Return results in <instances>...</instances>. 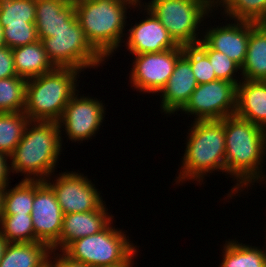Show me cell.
I'll return each instance as SVG.
<instances>
[{
    "label": "cell",
    "mask_w": 266,
    "mask_h": 267,
    "mask_svg": "<svg viewBox=\"0 0 266 267\" xmlns=\"http://www.w3.org/2000/svg\"><path fill=\"white\" fill-rule=\"evenodd\" d=\"M224 130L225 173L236 179V184L227 194L232 199L246 187L248 189L250 185L266 179V175H262V163L266 156V130L236 115L224 118Z\"/></svg>",
    "instance_id": "1"
},
{
    "label": "cell",
    "mask_w": 266,
    "mask_h": 267,
    "mask_svg": "<svg viewBox=\"0 0 266 267\" xmlns=\"http://www.w3.org/2000/svg\"><path fill=\"white\" fill-rule=\"evenodd\" d=\"M62 142L58 122L29 121L10 155L11 173L24 175L23 180L45 181L52 177L62 154Z\"/></svg>",
    "instance_id": "2"
},
{
    "label": "cell",
    "mask_w": 266,
    "mask_h": 267,
    "mask_svg": "<svg viewBox=\"0 0 266 267\" xmlns=\"http://www.w3.org/2000/svg\"><path fill=\"white\" fill-rule=\"evenodd\" d=\"M139 0H89L75 5L77 20L87 41L106 60L124 38L127 10L138 6ZM131 6V8H130ZM113 53V54H112Z\"/></svg>",
    "instance_id": "3"
},
{
    "label": "cell",
    "mask_w": 266,
    "mask_h": 267,
    "mask_svg": "<svg viewBox=\"0 0 266 267\" xmlns=\"http://www.w3.org/2000/svg\"><path fill=\"white\" fill-rule=\"evenodd\" d=\"M192 124L176 184L188 179L202 184L204 177L215 173L213 171L225 172L224 118L193 121Z\"/></svg>",
    "instance_id": "4"
},
{
    "label": "cell",
    "mask_w": 266,
    "mask_h": 267,
    "mask_svg": "<svg viewBox=\"0 0 266 267\" xmlns=\"http://www.w3.org/2000/svg\"><path fill=\"white\" fill-rule=\"evenodd\" d=\"M81 72L55 67L50 72L27 79L24 113L28 119L58 122L66 105L78 91V74Z\"/></svg>",
    "instance_id": "5"
},
{
    "label": "cell",
    "mask_w": 266,
    "mask_h": 267,
    "mask_svg": "<svg viewBox=\"0 0 266 267\" xmlns=\"http://www.w3.org/2000/svg\"><path fill=\"white\" fill-rule=\"evenodd\" d=\"M142 3L181 46L196 45L202 39L198 38V29L204 25L201 22L215 10L214 0H151L145 2L146 5Z\"/></svg>",
    "instance_id": "6"
},
{
    "label": "cell",
    "mask_w": 266,
    "mask_h": 267,
    "mask_svg": "<svg viewBox=\"0 0 266 267\" xmlns=\"http://www.w3.org/2000/svg\"><path fill=\"white\" fill-rule=\"evenodd\" d=\"M112 224L113 221L97 234L73 241L63 252L88 267L127 263L138 253V246L130 243L129 236Z\"/></svg>",
    "instance_id": "7"
},
{
    "label": "cell",
    "mask_w": 266,
    "mask_h": 267,
    "mask_svg": "<svg viewBox=\"0 0 266 267\" xmlns=\"http://www.w3.org/2000/svg\"><path fill=\"white\" fill-rule=\"evenodd\" d=\"M47 57L57 68H72L84 71L95 68L106 60L87 41L76 14L67 21L66 27L53 37L41 40Z\"/></svg>",
    "instance_id": "8"
},
{
    "label": "cell",
    "mask_w": 266,
    "mask_h": 267,
    "mask_svg": "<svg viewBox=\"0 0 266 267\" xmlns=\"http://www.w3.org/2000/svg\"><path fill=\"white\" fill-rule=\"evenodd\" d=\"M236 96L235 83L216 79L199 84L180 112L194 115L195 121L222 120L235 115Z\"/></svg>",
    "instance_id": "9"
},
{
    "label": "cell",
    "mask_w": 266,
    "mask_h": 267,
    "mask_svg": "<svg viewBox=\"0 0 266 267\" xmlns=\"http://www.w3.org/2000/svg\"><path fill=\"white\" fill-rule=\"evenodd\" d=\"M45 182L54 191L63 215L101 209L105 203L91 179L78 172H61ZM104 202V203H103Z\"/></svg>",
    "instance_id": "10"
},
{
    "label": "cell",
    "mask_w": 266,
    "mask_h": 267,
    "mask_svg": "<svg viewBox=\"0 0 266 267\" xmlns=\"http://www.w3.org/2000/svg\"><path fill=\"white\" fill-rule=\"evenodd\" d=\"M182 54L183 46L179 45L159 53L133 55V68L129 76L131 87L140 93L160 94Z\"/></svg>",
    "instance_id": "11"
},
{
    "label": "cell",
    "mask_w": 266,
    "mask_h": 267,
    "mask_svg": "<svg viewBox=\"0 0 266 267\" xmlns=\"http://www.w3.org/2000/svg\"><path fill=\"white\" fill-rule=\"evenodd\" d=\"M78 93L79 90L68 102L58 121L60 132L65 131L68 139L77 143L92 139L98 133L106 114L102 100L84 95L79 97Z\"/></svg>",
    "instance_id": "12"
},
{
    "label": "cell",
    "mask_w": 266,
    "mask_h": 267,
    "mask_svg": "<svg viewBox=\"0 0 266 267\" xmlns=\"http://www.w3.org/2000/svg\"><path fill=\"white\" fill-rule=\"evenodd\" d=\"M31 218L34 242H43L51 248L59 240L63 213L54 191L45 181L34 180Z\"/></svg>",
    "instance_id": "13"
},
{
    "label": "cell",
    "mask_w": 266,
    "mask_h": 267,
    "mask_svg": "<svg viewBox=\"0 0 266 267\" xmlns=\"http://www.w3.org/2000/svg\"><path fill=\"white\" fill-rule=\"evenodd\" d=\"M138 7L146 12L147 16L139 23H135L125 34V46L131 55L145 53H159L168 49L177 48L179 45L169 35L168 30L161 24L148 9H144L141 1ZM128 36V37H127Z\"/></svg>",
    "instance_id": "14"
},
{
    "label": "cell",
    "mask_w": 266,
    "mask_h": 267,
    "mask_svg": "<svg viewBox=\"0 0 266 267\" xmlns=\"http://www.w3.org/2000/svg\"><path fill=\"white\" fill-rule=\"evenodd\" d=\"M233 21L234 23L207 28L200 37L211 49L226 54L242 67L249 42L250 21Z\"/></svg>",
    "instance_id": "15"
},
{
    "label": "cell",
    "mask_w": 266,
    "mask_h": 267,
    "mask_svg": "<svg viewBox=\"0 0 266 267\" xmlns=\"http://www.w3.org/2000/svg\"><path fill=\"white\" fill-rule=\"evenodd\" d=\"M107 211L105 204L99 210L63 215L59 240L51 247V250L62 252L73 241L104 230L113 221L114 217Z\"/></svg>",
    "instance_id": "16"
},
{
    "label": "cell",
    "mask_w": 266,
    "mask_h": 267,
    "mask_svg": "<svg viewBox=\"0 0 266 267\" xmlns=\"http://www.w3.org/2000/svg\"><path fill=\"white\" fill-rule=\"evenodd\" d=\"M198 86L190 61L182 54L175 65L172 75L161 90L160 108L164 114L179 112L189 101Z\"/></svg>",
    "instance_id": "17"
},
{
    "label": "cell",
    "mask_w": 266,
    "mask_h": 267,
    "mask_svg": "<svg viewBox=\"0 0 266 267\" xmlns=\"http://www.w3.org/2000/svg\"><path fill=\"white\" fill-rule=\"evenodd\" d=\"M235 115L266 130V81L240 79Z\"/></svg>",
    "instance_id": "18"
},
{
    "label": "cell",
    "mask_w": 266,
    "mask_h": 267,
    "mask_svg": "<svg viewBox=\"0 0 266 267\" xmlns=\"http://www.w3.org/2000/svg\"><path fill=\"white\" fill-rule=\"evenodd\" d=\"M35 11V26L42 40L66 27V21L75 13V5L66 0H36Z\"/></svg>",
    "instance_id": "19"
},
{
    "label": "cell",
    "mask_w": 266,
    "mask_h": 267,
    "mask_svg": "<svg viewBox=\"0 0 266 267\" xmlns=\"http://www.w3.org/2000/svg\"><path fill=\"white\" fill-rule=\"evenodd\" d=\"M241 79L266 81V25L250 21L246 59L241 67Z\"/></svg>",
    "instance_id": "20"
},
{
    "label": "cell",
    "mask_w": 266,
    "mask_h": 267,
    "mask_svg": "<svg viewBox=\"0 0 266 267\" xmlns=\"http://www.w3.org/2000/svg\"><path fill=\"white\" fill-rule=\"evenodd\" d=\"M50 252L43 242L7 243L0 267H44Z\"/></svg>",
    "instance_id": "21"
},
{
    "label": "cell",
    "mask_w": 266,
    "mask_h": 267,
    "mask_svg": "<svg viewBox=\"0 0 266 267\" xmlns=\"http://www.w3.org/2000/svg\"><path fill=\"white\" fill-rule=\"evenodd\" d=\"M17 76L30 79L52 71L55 67L47 57L41 40L12 49Z\"/></svg>",
    "instance_id": "22"
},
{
    "label": "cell",
    "mask_w": 266,
    "mask_h": 267,
    "mask_svg": "<svg viewBox=\"0 0 266 267\" xmlns=\"http://www.w3.org/2000/svg\"><path fill=\"white\" fill-rule=\"evenodd\" d=\"M225 242L220 267H266V247L260 249L234 239Z\"/></svg>",
    "instance_id": "23"
},
{
    "label": "cell",
    "mask_w": 266,
    "mask_h": 267,
    "mask_svg": "<svg viewBox=\"0 0 266 267\" xmlns=\"http://www.w3.org/2000/svg\"><path fill=\"white\" fill-rule=\"evenodd\" d=\"M215 8L229 20H244L260 23L266 17V0H217ZM219 6V7H218Z\"/></svg>",
    "instance_id": "24"
},
{
    "label": "cell",
    "mask_w": 266,
    "mask_h": 267,
    "mask_svg": "<svg viewBox=\"0 0 266 267\" xmlns=\"http://www.w3.org/2000/svg\"><path fill=\"white\" fill-rule=\"evenodd\" d=\"M30 120L22 112H0V151L10 156L22 139Z\"/></svg>",
    "instance_id": "25"
},
{
    "label": "cell",
    "mask_w": 266,
    "mask_h": 267,
    "mask_svg": "<svg viewBox=\"0 0 266 267\" xmlns=\"http://www.w3.org/2000/svg\"><path fill=\"white\" fill-rule=\"evenodd\" d=\"M21 180L13 188L9 185L4 188L3 214H31L34 201V180Z\"/></svg>",
    "instance_id": "26"
},
{
    "label": "cell",
    "mask_w": 266,
    "mask_h": 267,
    "mask_svg": "<svg viewBox=\"0 0 266 267\" xmlns=\"http://www.w3.org/2000/svg\"><path fill=\"white\" fill-rule=\"evenodd\" d=\"M0 234L7 243L34 242V230L31 214H2Z\"/></svg>",
    "instance_id": "27"
},
{
    "label": "cell",
    "mask_w": 266,
    "mask_h": 267,
    "mask_svg": "<svg viewBox=\"0 0 266 267\" xmlns=\"http://www.w3.org/2000/svg\"><path fill=\"white\" fill-rule=\"evenodd\" d=\"M26 82L21 76L0 79V112L24 111Z\"/></svg>",
    "instance_id": "28"
},
{
    "label": "cell",
    "mask_w": 266,
    "mask_h": 267,
    "mask_svg": "<svg viewBox=\"0 0 266 267\" xmlns=\"http://www.w3.org/2000/svg\"><path fill=\"white\" fill-rule=\"evenodd\" d=\"M36 0H0V24H25L35 22Z\"/></svg>",
    "instance_id": "29"
},
{
    "label": "cell",
    "mask_w": 266,
    "mask_h": 267,
    "mask_svg": "<svg viewBox=\"0 0 266 267\" xmlns=\"http://www.w3.org/2000/svg\"><path fill=\"white\" fill-rule=\"evenodd\" d=\"M196 46L209 58L217 79L238 85L240 78L235 75L238 71L241 72V67L235 61L226 54L211 49L202 39Z\"/></svg>",
    "instance_id": "30"
},
{
    "label": "cell",
    "mask_w": 266,
    "mask_h": 267,
    "mask_svg": "<svg viewBox=\"0 0 266 267\" xmlns=\"http://www.w3.org/2000/svg\"><path fill=\"white\" fill-rule=\"evenodd\" d=\"M183 55L190 61L198 85L217 79L209 58L196 45L183 46Z\"/></svg>",
    "instance_id": "31"
},
{
    "label": "cell",
    "mask_w": 266,
    "mask_h": 267,
    "mask_svg": "<svg viewBox=\"0 0 266 267\" xmlns=\"http://www.w3.org/2000/svg\"><path fill=\"white\" fill-rule=\"evenodd\" d=\"M4 46L11 49L37 42L39 40L35 22L6 25L3 28Z\"/></svg>",
    "instance_id": "32"
},
{
    "label": "cell",
    "mask_w": 266,
    "mask_h": 267,
    "mask_svg": "<svg viewBox=\"0 0 266 267\" xmlns=\"http://www.w3.org/2000/svg\"><path fill=\"white\" fill-rule=\"evenodd\" d=\"M17 76L12 49L7 46L0 47V79Z\"/></svg>",
    "instance_id": "33"
},
{
    "label": "cell",
    "mask_w": 266,
    "mask_h": 267,
    "mask_svg": "<svg viewBox=\"0 0 266 267\" xmlns=\"http://www.w3.org/2000/svg\"><path fill=\"white\" fill-rule=\"evenodd\" d=\"M56 251L51 250L47 263L50 267H88L87 265L78 261L72 260L63 251L55 254ZM52 255V256H51ZM54 259V260H53ZM53 260V261H52Z\"/></svg>",
    "instance_id": "34"
},
{
    "label": "cell",
    "mask_w": 266,
    "mask_h": 267,
    "mask_svg": "<svg viewBox=\"0 0 266 267\" xmlns=\"http://www.w3.org/2000/svg\"><path fill=\"white\" fill-rule=\"evenodd\" d=\"M10 156L0 151V188L4 189L10 184ZM9 161V162H8Z\"/></svg>",
    "instance_id": "35"
},
{
    "label": "cell",
    "mask_w": 266,
    "mask_h": 267,
    "mask_svg": "<svg viewBox=\"0 0 266 267\" xmlns=\"http://www.w3.org/2000/svg\"><path fill=\"white\" fill-rule=\"evenodd\" d=\"M136 254L125 264H121V265H114V266H96V267H133L134 265V258H136ZM133 260V261H132Z\"/></svg>",
    "instance_id": "36"
},
{
    "label": "cell",
    "mask_w": 266,
    "mask_h": 267,
    "mask_svg": "<svg viewBox=\"0 0 266 267\" xmlns=\"http://www.w3.org/2000/svg\"><path fill=\"white\" fill-rule=\"evenodd\" d=\"M7 244V241L5 240V238L0 234V260L2 258L5 246Z\"/></svg>",
    "instance_id": "37"
},
{
    "label": "cell",
    "mask_w": 266,
    "mask_h": 267,
    "mask_svg": "<svg viewBox=\"0 0 266 267\" xmlns=\"http://www.w3.org/2000/svg\"><path fill=\"white\" fill-rule=\"evenodd\" d=\"M3 196H4V189L0 188V220L3 214Z\"/></svg>",
    "instance_id": "38"
},
{
    "label": "cell",
    "mask_w": 266,
    "mask_h": 267,
    "mask_svg": "<svg viewBox=\"0 0 266 267\" xmlns=\"http://www.w3.org/2000/svg\"><path fill=\"white\" fill-rule=\"evenodd\" d=\"M4 46L3 27L0 24V47Z\"/></svg>",
    "instance_id": "39"
},
{
    "label": "cell",
    "mask_w": 266,
    "mask_h": 267,
    "mask_svg": "<svg viewBox=\"0 0 266 267\" xmlns=\"http://www.w3.org/2000/svg\"><path fill=\"white\" fill-rule=\"evenodd\" d=\"M84 1H89V0H66V2L68 4H73V5H77V4L84 2Z\"/></svg>",
    "instance_id": "40"
},
{
    "label": "cell",
    "mask_w": 266,
    "mask_h": 267,
    "mask_svg": "<svg viewBox=\"0 0 266 267\" xmlns=\"http://www.w3.org/2000/svg\"><path fill=\"white\" fill-rule=\"evenodd\" d=\"M260 23L266 25V17Z\"/></svg>",
    "instance_id": "41"
}]
</instances>
